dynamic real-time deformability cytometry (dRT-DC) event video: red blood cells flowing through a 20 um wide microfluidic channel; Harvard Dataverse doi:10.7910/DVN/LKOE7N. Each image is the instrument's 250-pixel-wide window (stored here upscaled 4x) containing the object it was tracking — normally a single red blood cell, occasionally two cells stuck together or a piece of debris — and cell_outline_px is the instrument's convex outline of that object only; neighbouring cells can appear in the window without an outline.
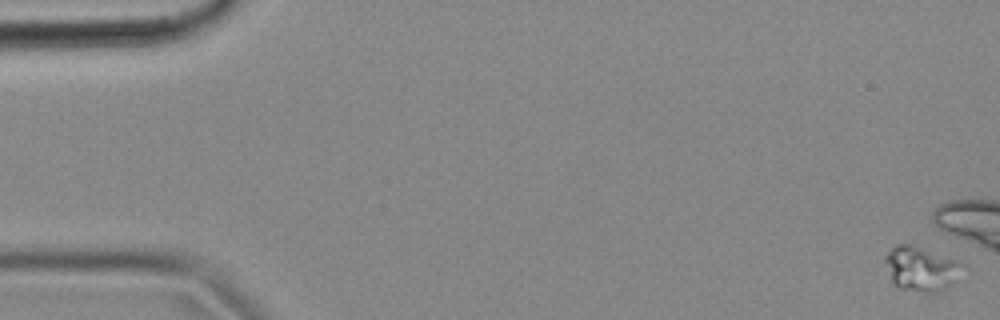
{"species": "common noctule bat (a hibernating species)", "species_latin": "Nyctalus noctula", "temperature_condition": "cold", "stored_images_in_passage": 17, "camera_frame_rate_fps": 3000, "um_per_image_px": 0.085, "animal": {"sex": "female", "body_mass_g": 18.4}, "frame": {"image": 1, "passage_image": 1, "time_ms": 0.0, "image_size_px": [1000, 320], "cell_outline_px": [[968, 268], [956, 280], [944, 288], [936, 292], [924, 292], [900, 288], [892, 280], [884, 260], [884, 256], [896, 244], [908, 244], [960, 260]], "centroid_in_image_um": [78.36, 22.83], "position_along_channel_um": 6.6, "area_um2": 20.0}}